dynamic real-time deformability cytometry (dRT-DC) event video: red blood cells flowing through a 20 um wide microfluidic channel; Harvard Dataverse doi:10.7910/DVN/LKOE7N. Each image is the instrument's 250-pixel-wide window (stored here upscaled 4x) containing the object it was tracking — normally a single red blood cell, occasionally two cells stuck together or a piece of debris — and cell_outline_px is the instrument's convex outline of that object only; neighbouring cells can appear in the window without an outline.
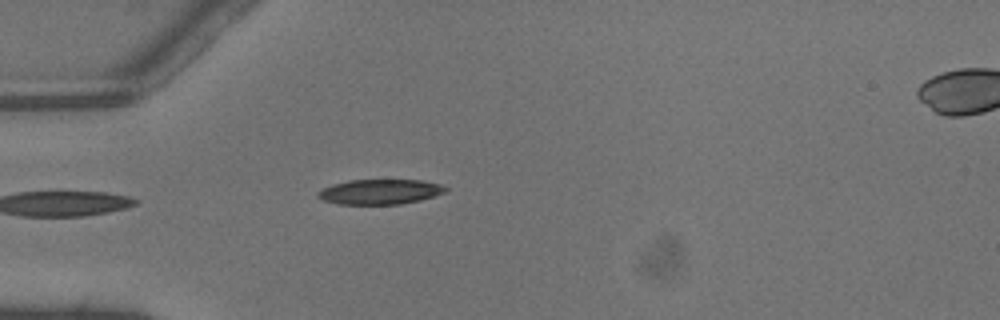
{"species": "common noctule bat (a hibernating species)", "species_latin": "Nyctalus noctula", "temperature_condition": "warm", "stored_images_in_passage": 5, "camera_frame_rate_fps": 3000, "um_per_image_px": 0.085, "animal": {"sex": "male", "body_mass_g": 13.3}, "frame": {"image": 1, "passage_image": 1, "time_ms": 0.0, "image_size_px": [1000, 320], "cell_outline_px": [[448, 188], [444, 192], [420, 200], [400, 204], [340, 204], [320, 200], [316, 196], [316, 192], [332, 184], [348, 180], [420, 180], [440, 184]], "centroid_in_image_um": [32.24, 16.3], "position_along_channel_um": 52.8, "area_um2": 18.55}}